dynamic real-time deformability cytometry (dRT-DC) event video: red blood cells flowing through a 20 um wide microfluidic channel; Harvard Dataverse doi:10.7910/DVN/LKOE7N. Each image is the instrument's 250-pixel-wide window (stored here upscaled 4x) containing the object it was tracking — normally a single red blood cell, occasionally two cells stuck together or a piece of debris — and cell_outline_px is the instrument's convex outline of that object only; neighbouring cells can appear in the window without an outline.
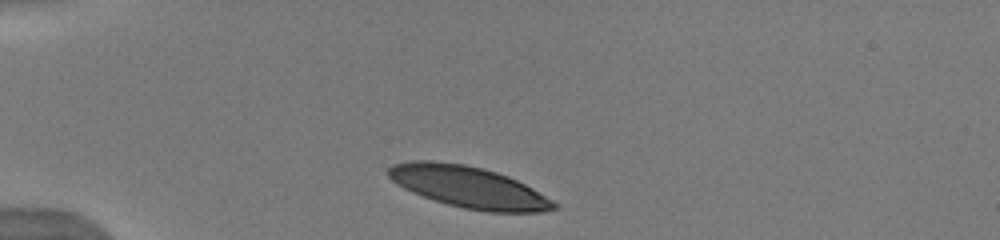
{"species": "human", "species_latin": "Homo sapiens", "temperature_condition": "warm", "stored_images_in_passage": 39, "camera_frame_rate_fps": 3000, "um_per_image_px": 0.085, "donor": {"sex": "male"}, "frame": {"image": 1, "passage_image": 1, "time_ms": 0.0, "image_size_px": [1000, 240], "cell_outline_px": [[560, 204], [556, 208], [544, 212], [488, 212], [464, 208], [448, 204], [412, 192], [396, 184], [388, 176], [388, 168], [392, 164], [416, 160], [432, 160], [464, 164], [496, 172], [508, 176], [532, 188]], "centroid_in_image_um": [39.84, 15.9], "position_along_channel_um": 45.2, "area_um2": 39.82}, "authors_computed_cell_mechanics": {"area_um2": 41.5004, "velocity_mm_per_s": 3.9019, "shape_relaxation_time_tau1_ms": 2.326, "shape_relaxation_time_tau2_ms": 6.018, "deformation_change_tau1": 0.14, "deformation_change_tau2": 0.1652}}